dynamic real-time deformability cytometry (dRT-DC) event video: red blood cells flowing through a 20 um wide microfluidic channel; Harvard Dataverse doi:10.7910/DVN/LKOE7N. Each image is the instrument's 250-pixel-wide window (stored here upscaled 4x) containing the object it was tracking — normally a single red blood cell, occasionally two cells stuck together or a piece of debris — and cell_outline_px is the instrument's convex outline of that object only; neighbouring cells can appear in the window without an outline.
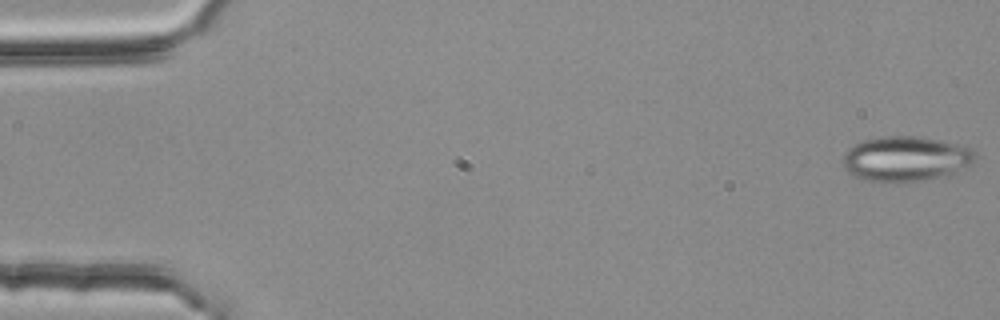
{"species": "common noctule bat (a hibernating species)", "species_latin": "Nyctalus noctula", "temperature_condition": "room temperature", "stored_images_in_passage": 5, "segment_of_instrument_passage": [2, 2], "camera_frame_rate_fps": 3000, "um_per_image_px": 0.085, "animal": {"sex": "female", "body_mass_g": 25.1}, "frame": {"image": 1, "passage_image": 5, "time_ms": 1.333, "image_size_px": [1000, 320], "cell_outline_px": [[976, 160], [964, 172], [952, 176], [924, 180], [864, 180], [848, 172], [840, 160], [848, 148], [864, 140], [880, 136], [916, 136], [968, 144], [976, 152]], "centroid_in_image_um": [77.13, 13.47], "position_along_channel_um": 7.9, "area_um2": 35.43}}